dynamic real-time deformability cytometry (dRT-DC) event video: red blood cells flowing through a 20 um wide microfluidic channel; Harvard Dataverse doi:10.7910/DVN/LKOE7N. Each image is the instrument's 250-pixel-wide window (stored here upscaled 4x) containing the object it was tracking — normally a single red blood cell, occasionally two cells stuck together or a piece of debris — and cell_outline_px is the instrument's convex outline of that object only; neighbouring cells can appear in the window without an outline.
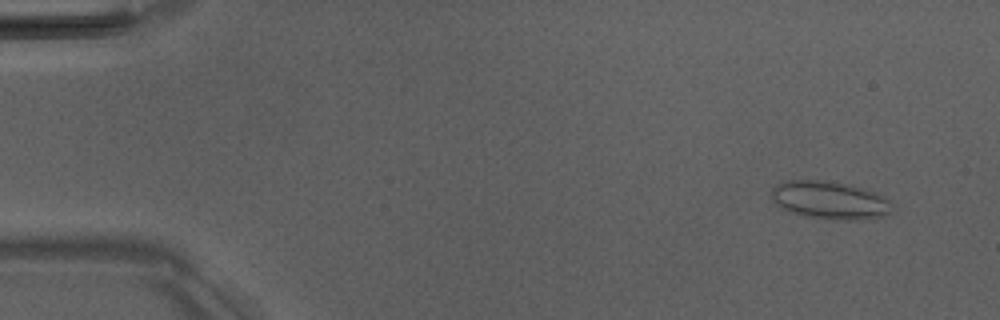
{"species": "Egyptian fruit bat (a non-hibernating species)", "species_latin": "Rousettus aegyptiacus", "temperature_condition": "room temperature", "stored_images_in_passage": 5, "camera_frame_rate_fps": 3000, "um_per_image_px": 0.085, "animal": {"sex": "male"}, "frame": {"image": 1, "passage_image": 1, "time_ms": 0.0, "image_size_px": [1000, 320], "cell_outline_px": [[888, 212], [880, 216], [860, 220], [836, 220], [808, 216], [792, 212], [776, 204], [772, 196], [772, 188], [776, 184], [784, 180], [828, 180], [848, 184], [876, 192], [884, 196], [888, 200]], "centroid_in_image_um": [70.48, 16.99], "position_along_channel_um": 14.5, "area_um2": 26.3}}